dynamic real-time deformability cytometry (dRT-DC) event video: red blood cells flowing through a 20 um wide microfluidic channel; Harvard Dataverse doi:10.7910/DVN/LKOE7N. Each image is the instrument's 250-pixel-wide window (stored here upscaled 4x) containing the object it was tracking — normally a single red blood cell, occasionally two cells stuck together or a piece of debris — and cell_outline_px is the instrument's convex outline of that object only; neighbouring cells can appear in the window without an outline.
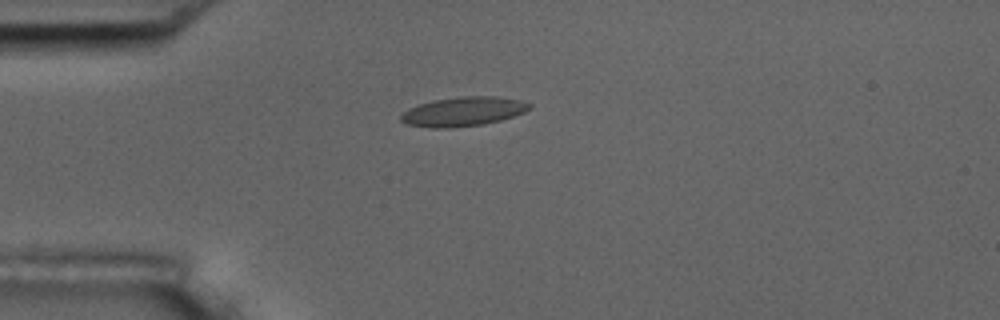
{"species": "common noctule bat (a hibernating species)", "species_latin": "Nyctalus noctula", "temperature_condition": "room temperature", "stored_images_in_passage": 6, "camera_frame_rate_fps": 3000, "um_per_image_px": 0.085, "animal": {"sex": "male", "body_mass_g": 17.5, "forearm_length_mm": 52.3}, "frame": {"image": 1, "passage_image": 4, "time_ms": 4.333, "image_size_px": [1000, 320], "cell_outline_px": [[532, 108], [524, 112], [500, 120], [484, 124], [452, 128], [432, 128], [404, 124], [400, 120], [400, 116], [408, 108], [432, 100], [460, 96], [500, 96], [524, 100], [532, 104]], "centroid_in_image_um": [39.39, 9.47], "position_along_channel_um": 45.6, "area_um2": 22.25}}
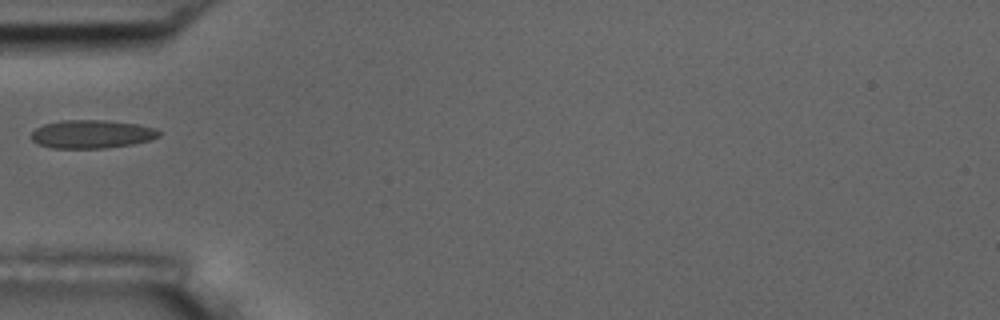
{"frame": {"image": 2, "passage_image": 5, "time_ms": 5.667, "image_size_px": [1000, 320], "cell_outline_px": [[160, 136], [148, 140], [132, 144], [104, 148], [52, 148], [40, 144], [32, 140], [32, 132], [36, 128], [44, 124], [60, 120], [104, 120], [136, 124], [156, 128], [160, 132]], "centroid_in_image_um": [7.79, 11.39], "position_along_channel_um": 77.2, "area_um2": 20.92}}